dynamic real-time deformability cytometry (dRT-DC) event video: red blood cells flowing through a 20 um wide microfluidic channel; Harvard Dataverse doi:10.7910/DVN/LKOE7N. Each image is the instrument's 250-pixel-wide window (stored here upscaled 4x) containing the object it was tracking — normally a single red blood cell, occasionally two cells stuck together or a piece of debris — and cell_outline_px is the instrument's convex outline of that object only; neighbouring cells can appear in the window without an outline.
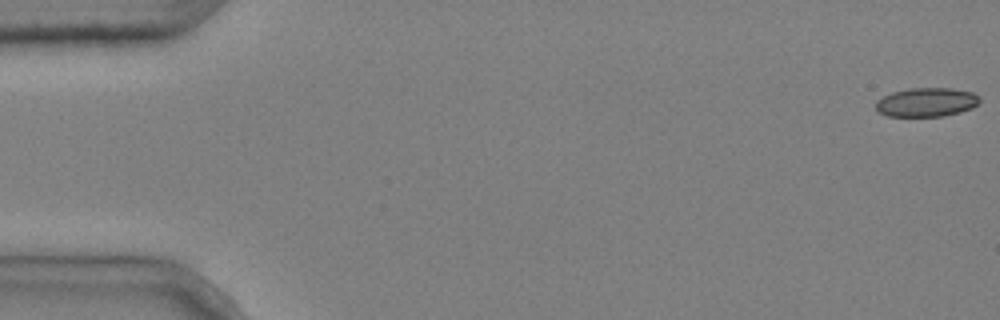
{"species": "common noctule bat (a hibernating species)", "species_latin": "Nyctalus noctula", "temperature_condition": "cold", "stored_images_in_passage": 6, "camera_frame_rate_fps": 3000, "um_per_image_px": 0.085, "animal": {"sex": "male", "body_mass_g": 20.4}, "frame": {"image": 1, "passage_image": 1, "time_ms": 0.0, "image_size_px": [1000, 320], "cell_outline_px": [[980, 100], [972, 108], [960, 112], [944, 116], [888, 116], [880, 112], [876, 108], [876, 100], [892, 92], [912, 88], [952, 88], [972, 92], [980, 96]], "centroid_in_image_um": [78.77, 8.68], "position_along_channel_um": 6.2, "area_um2": 17.46}}